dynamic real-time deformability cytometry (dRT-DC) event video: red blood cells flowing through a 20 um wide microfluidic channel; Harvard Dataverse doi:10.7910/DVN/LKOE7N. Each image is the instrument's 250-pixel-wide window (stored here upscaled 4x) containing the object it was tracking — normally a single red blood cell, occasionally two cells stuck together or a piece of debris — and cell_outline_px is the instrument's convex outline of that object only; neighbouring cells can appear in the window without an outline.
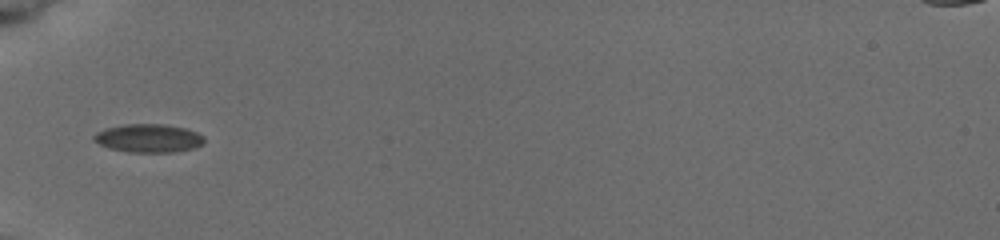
{"species": "common noctule bat (a hibernating species)", "species_latin": "Nyctalus noctula", "temperature_condition": "cold", "stored_images_in_passage": 9, "segment_of_instrument_passage": [2, 2], "camera_frame_rate_fps": 3000, "um_per_image_px": 0.085, "animal": {"sex": "female", "body_mass_g": 19.5, "forearm_length_mm": 54.1}, "frame": {"image": 1, "passage_image": 9, "time_ms": 7.0, "image_size_px": [1000, 240], "cell_outline_px": [[204, 140], [200, 144], [192, 148], [172, 152], [132, 152], [112, 148], [100, 144], [92, 136], [96, 132], [104, 128], [124, 124], [164, 124], [184, 128], [196, 132], [204, 136]], "centroid_in_image_um": [12.61, 11.73], "position_along_channel_um": 72.4, "area_um2": 17.92}}